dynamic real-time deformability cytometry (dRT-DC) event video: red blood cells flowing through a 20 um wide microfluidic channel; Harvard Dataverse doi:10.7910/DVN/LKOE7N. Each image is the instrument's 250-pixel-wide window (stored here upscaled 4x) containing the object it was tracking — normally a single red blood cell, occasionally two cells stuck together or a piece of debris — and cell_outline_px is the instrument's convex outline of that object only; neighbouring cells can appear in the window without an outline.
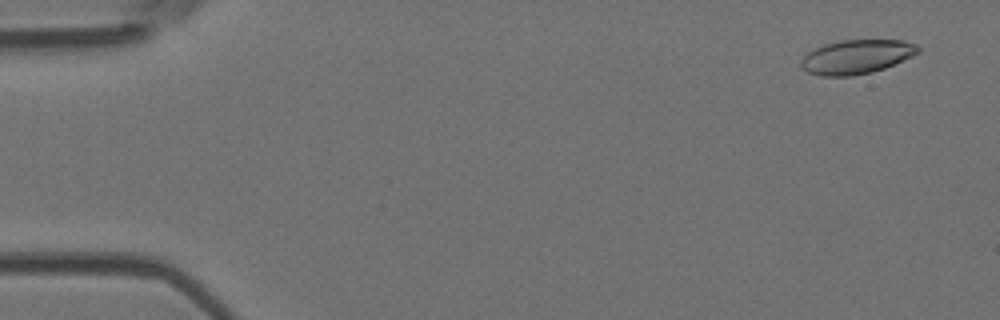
{"species": "Egyptian fruit bat (a non-hibernating species)", "species_latin": "Rousettus aegyptiacus", "temperature_condition": "room temperature", "stored_images_in_passage": 4, "camera_frame_rate_fps": 3000, "um_per_image_px": 0.085, "animal": {"sex": "female"}, "frame": {"image": 1, "passage_image": 1, "time_ms": 0.0, "image_size_px": [1000, 320], "cell_outline_px": [[920, 52], [912, 56], [884, 68], [872, 72], [852, 76], [820, 76], [808, 72], [800, 64], [800, 60], [808, 52], [824, 44], [840, 40], [904, 40], [916, 44], [920, 48]], "centroid_in_image_um": [72.81, 4.82], "position_along_channel_um": 12.2, "area_um2": 23.24}}